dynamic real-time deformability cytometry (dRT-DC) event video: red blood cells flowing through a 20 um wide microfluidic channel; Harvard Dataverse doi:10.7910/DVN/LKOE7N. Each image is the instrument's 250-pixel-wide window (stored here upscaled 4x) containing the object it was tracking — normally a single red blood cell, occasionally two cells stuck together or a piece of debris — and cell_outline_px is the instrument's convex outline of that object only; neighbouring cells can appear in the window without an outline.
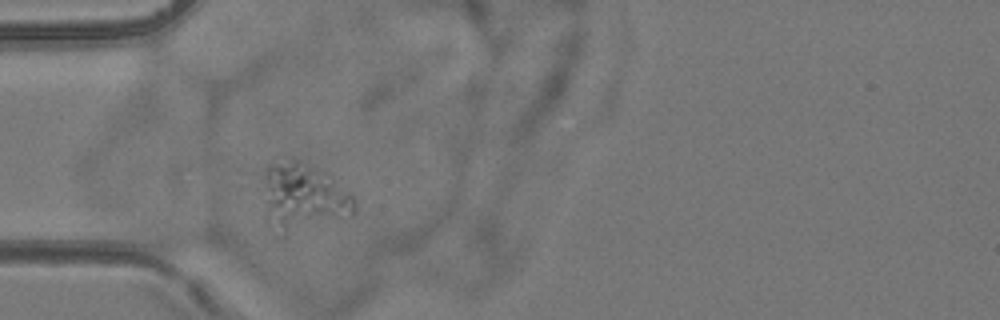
{"species": "common noctule bat (a hibernating species)", "species_latin": "Nyctalus noctula", "temperature_condition": "room temperature", "stored_images_in_passage": 2, "camera_frame_rate_fps": 3000, "um_per_image_px": 0.085, "animal": {"sex": "female", "body_mass_g": 24.6, "forearm_length_mm": 56.2}, "frame": {"image": 1, "passage_image": 2, "time_ms": 1.0, "image_size_px": [1000, 320], "cell_outline_px": [[356, 208], [352, 216], [284, 224], [280, 220], [268, 204], [264, 184], [264, 176], [268, 164], [284, 156], [292, 156], [332, 176], [352, 196], [356, 204]], "centroid_in_image_um": [25.91, 16.37], "position_along_channel_um": 59.1, "area_um2": 31.56}}